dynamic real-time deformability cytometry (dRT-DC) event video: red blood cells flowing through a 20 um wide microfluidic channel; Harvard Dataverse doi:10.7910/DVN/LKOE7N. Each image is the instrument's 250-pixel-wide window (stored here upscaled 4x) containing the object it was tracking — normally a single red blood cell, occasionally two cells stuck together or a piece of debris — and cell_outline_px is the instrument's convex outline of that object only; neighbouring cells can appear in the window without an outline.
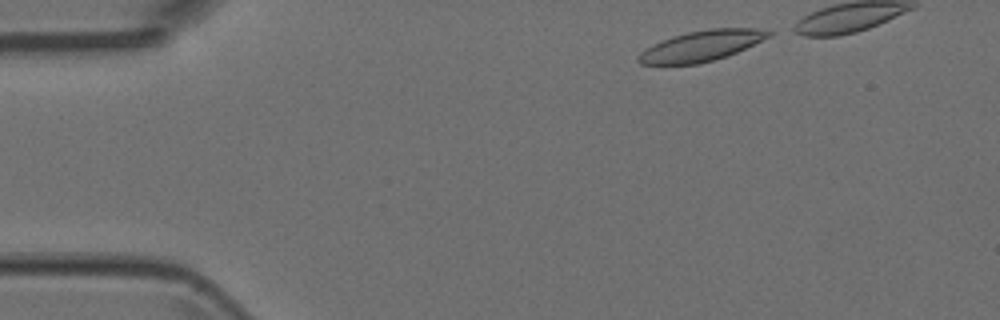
{"species": "Egyptian fruit bat (a non-hibernating species)", "species_latin": "Rousettus aegyptiacus", "temperature_condition": "room temperature", "stored_images_in_passage": 4, "camera_frame_rate_fps": 3000, "um_per_image_px": 0.085, "animal": {"sex": "female"}, "frame": {"image": 1, "passage_image": 1, "time_ms": 0.0, "image_size_px": [1000, 320], "cell_outline_px": [[772, 36], [736, 52], [712, 60], [696, 64], [640, 64], [636, 60], [636, 56], [640, 52], [652, 44], [672, 36], [688, 32], [712, 28], [756, 28], [772, 32]], "centroid_in_image_um": [59.59, 3.89], "position_along_channel_um": 25.4, "area_um2": 23.0}}